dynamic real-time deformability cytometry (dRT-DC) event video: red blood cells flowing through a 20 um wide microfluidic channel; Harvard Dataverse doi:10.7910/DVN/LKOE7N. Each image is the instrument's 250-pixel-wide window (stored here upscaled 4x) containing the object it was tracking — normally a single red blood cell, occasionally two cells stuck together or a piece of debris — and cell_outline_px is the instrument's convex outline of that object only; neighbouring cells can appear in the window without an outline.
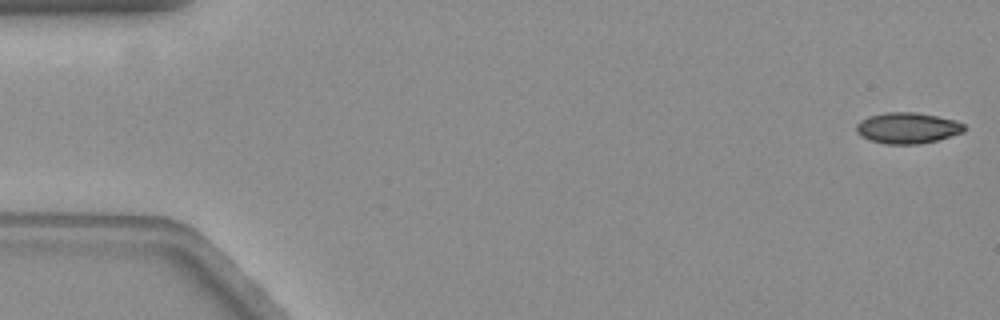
{"species": "common noctule bat (a hibernating species)", "species_latin": "Nyctalus noctula", "temperature_condition": "warm", "stored_images_in_passage": 45, "camera_frame_rate_fps": 3000, "um_per_image_px": 0.085, "animal": {"sex": "female", "body_mass_g": 19.3, "forearm_length_mm": 54.1}, "frame": {"image": 1, "passage_image": 1, "time_ms": 0.0, "image_size_px": [1000, 320], "cell_outline_px": [[964, 132], [936, 140], [920, 144], [884, 144], [868, 140], [860, 136], [856, 132], [856, 124], [860, 120], [868, 116], [884, 112], [916, 112], [936, 116], [952, 120], [964, 124]], "centroid_in_image_um": [77.06, 10.88], "position_along_channel_um": 7.9, "area_um2": 19.54}}
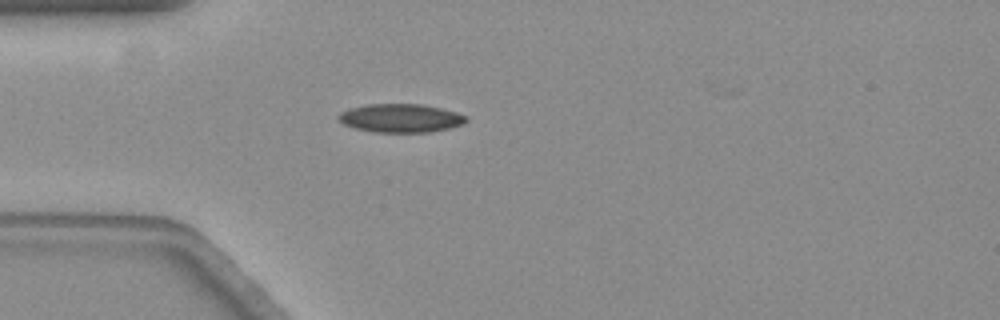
{"frame": {"image": 2, "passage_image": 16, "time_ms": 5.0, "image_size_px": [1000, 320], "cell_outline_px": [[468, 120], [460, 124], [448, 128], [432, 132], [372, 132], [356, 128], [344, 124], [336, 116], [340, 112], [348, 108], [364, 104], [420, 104], [440, 108], [456, 112], [468, 116]], "centroid_in_image_um": [34.02, 10.03], "position_along_channel_um": 51.0, "area_um2": 21.21}, "authors_computed_cell_mechanics": {"area_um2": 20.5768, "velocity_mm_per_s": 3.5586, "shape_relaxation_time_tau1_ms": null, "shape_relaxation_time_tau2_ms": 3.8346, "deformation_change_tau1": null, "deformation_change_tau2": 0.0781}}